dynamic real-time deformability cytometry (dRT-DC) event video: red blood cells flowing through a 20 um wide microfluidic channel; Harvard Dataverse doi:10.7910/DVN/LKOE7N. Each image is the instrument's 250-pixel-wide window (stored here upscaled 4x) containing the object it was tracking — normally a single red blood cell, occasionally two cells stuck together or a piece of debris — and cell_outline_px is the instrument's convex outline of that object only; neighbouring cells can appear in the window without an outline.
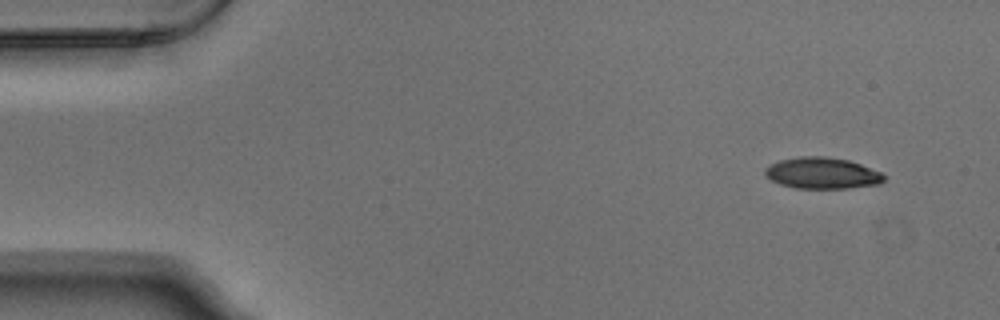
{"species": "Egyptian fruit bat (a non-hibernating species)", "species_latin": "Rousettus aegyptiacus", "temperature_condition": "warm", "stored_images_in_passage": 4, "camera_frame_rate_fps": 3000, "um_per_image_px": 0.085, "animal": {"sex": "male"}, "frame": {"image": 1, "passage_image": 1, "time_ms": 0.0, "image_size_px": [1000, 320], "cell_outline_px": [[884, 180], [880, 184], [848, 188], [796, 188], [780, 184], [772, 180], [764, 172], [764, 168], [780, 160], [800, 156], [824, 156], [848, 160], [860, 164], [880, 172], [884, 176]], "centroid_in_image_um": [69.88, 14.71], "position_along_channel_um": 15.1, "area_um2": 21.5}}
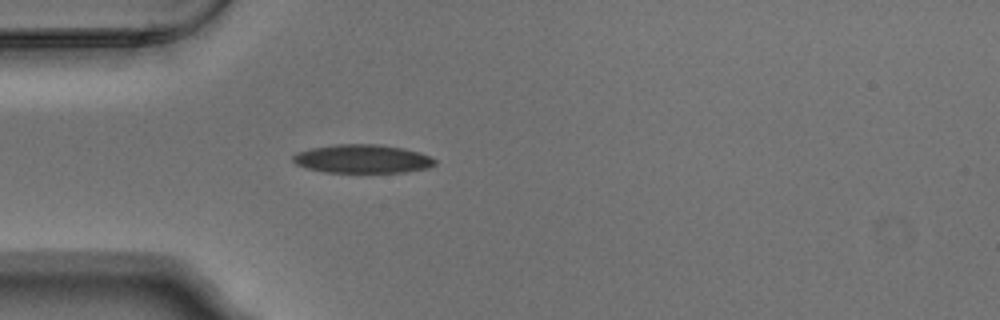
{"frame": {"image": 2, "passage_image": 4, "time_ms": 1.0, "image_size_px": [1000, 320], "cell_outline_px": [[436, 164], [428, 168], [404, 172], [324, 172], [308, 168], [296, 164], [292, 160], [292, 156], [296, 152], [308, 148], [336, 144], [380, 144], [404, 148], [420, 152], [436, 160]], "centroid_in_image_um": [30.79, 13.49], "position_along_channel_um": 54.2, "area_um2": 23.76}}